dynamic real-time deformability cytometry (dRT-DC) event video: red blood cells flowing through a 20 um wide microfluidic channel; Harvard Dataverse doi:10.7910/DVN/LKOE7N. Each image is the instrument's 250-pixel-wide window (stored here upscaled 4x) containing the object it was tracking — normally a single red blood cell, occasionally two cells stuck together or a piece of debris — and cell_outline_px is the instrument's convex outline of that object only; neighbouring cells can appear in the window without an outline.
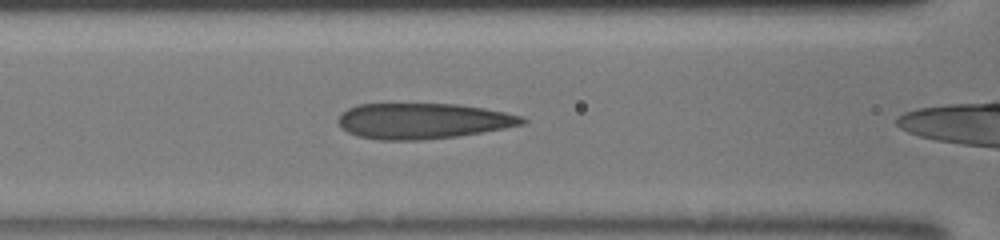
{"species": "human", "species_latin": "Homo sapiens", "temperature_condition": "room temperature", "stored_images_in_passage": 18, "camera_frame_rate_fps": 3000, "um_per_image_px": 0.085, "donor": {"sex": "male"}, "frame": {"image": 1, "passage_image": 4, "time_ms": 1.0, "image_size_px": [1000, 240], "cell_outline_px": [[528, 120], [524, 124], [504, 128], [456, 136], [424, 140], [380, 140], [356, 136], [340, 128], [336, 120], [340, 112], [356, 104], [456, 104], [484, 108], [524, 116]], "centroid_in_image_um": [35.89, 10.28], "position_along_channel_um": 130.7, "area_um2": 38.49}}
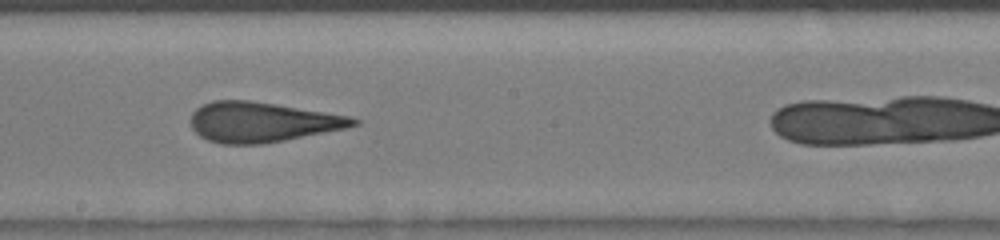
{"frame": {"image": 2, "passage_image": 10, "time_ms": 3.0, "image_size_px": [1000, 240], "cell_outline_px": [[360, 124], [348, 128], [284, 140], [260, 144], [220, 144], [208, 140], [200, 136], [192, 128], [192, 112], [196, 108], [212, 100], [248, 100], [276, 104], [352, 116], [360, 120]], "centroid_in_image_um": [22.3, 10.37], "position_along_channel_um": 225.9, "area_um2": 37.97}}
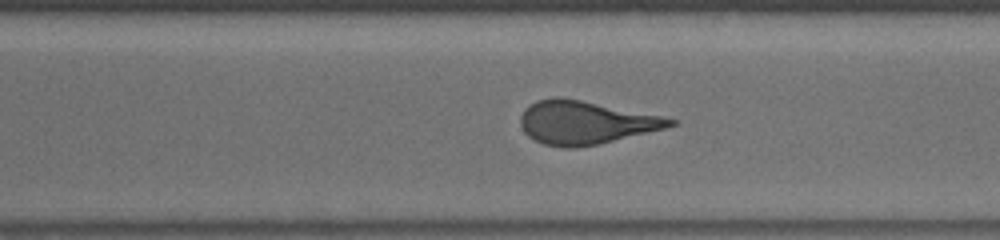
{"frame": {"image": 3, "passage_image": 16, "time_ms": 5.0, "image_size_px": [1000, 240], "cell_outline_px": [[680, 120], [676, 124], [668, 128], [596, 144], [572, 148], [564, 148], [544, 144], [528, 136], [524, 132], [520, 124], [520, 116], [524, 108], [536, 100], [556, 96], [560, 96], [664, 116]], "centroid_in_image_um": [49.77, 10.4], "position_along_channel_um": 320.8, "area_um2": 37.8}}